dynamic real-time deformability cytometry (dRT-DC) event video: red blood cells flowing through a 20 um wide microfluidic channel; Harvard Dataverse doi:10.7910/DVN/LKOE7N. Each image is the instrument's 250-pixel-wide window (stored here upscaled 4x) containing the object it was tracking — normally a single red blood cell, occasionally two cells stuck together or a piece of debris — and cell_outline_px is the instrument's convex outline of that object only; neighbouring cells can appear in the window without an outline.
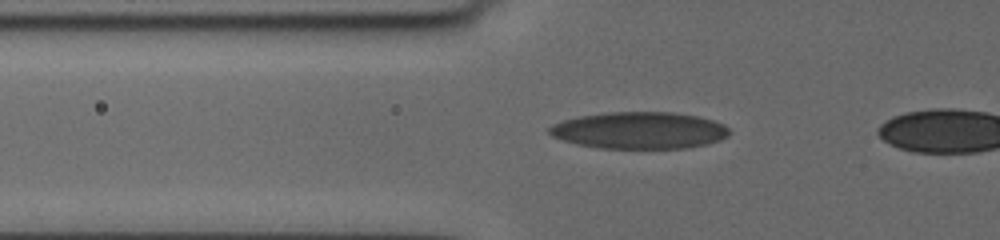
{"species": "human", "species_latin": "Homo sapiens", "temperature_condition": "cold", "stored_images_in_passage": 16, "camera_frame_rate_fps": 3000, "um_per_image_px": 0.085, "donor": {"sex": "female"}, "frame": {"image": 1, "passage_image": 14, "time_ms": 4.333, "image_size_px": [1000, 240], "cell_outline_px": [[728, 136], [720, 140], [704, 144], [684, 148], [600, 148], [576, 144], [552, 136], [548, 132], [548, 128], [552, 124], [564, 120], [580, 116], [608, 112], [672, 112], [696, 116], [712, 120], [724, 124], [728, 128]], "centroid_in_image_um": [54.33, 11.08], "position_along_channel_um": 71.5, "area_um2": 38.44}}